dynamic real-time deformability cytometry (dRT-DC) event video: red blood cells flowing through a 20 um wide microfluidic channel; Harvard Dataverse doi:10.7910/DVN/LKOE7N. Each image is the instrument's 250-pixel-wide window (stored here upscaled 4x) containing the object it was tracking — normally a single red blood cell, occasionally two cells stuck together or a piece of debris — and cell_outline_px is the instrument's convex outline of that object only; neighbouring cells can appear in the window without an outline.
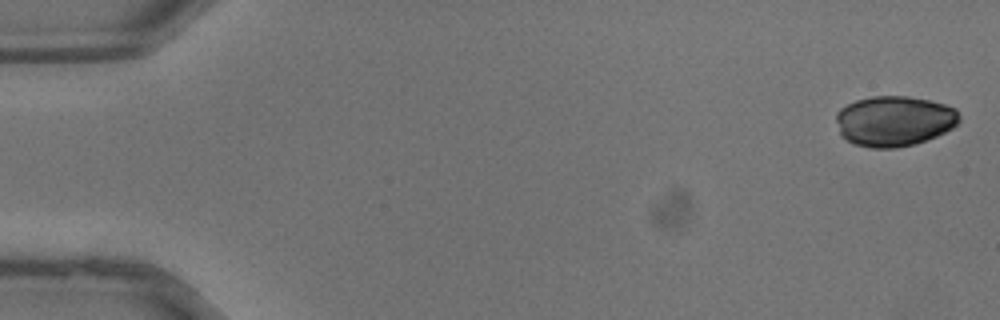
{"species": "common noctule bat (a hibernating species)", "species_latin": "Nyctalus noctula", "temperature_condition": "warm", "stored_images_in_passage": 37, "camera_frame_rate_fps": 3000, "um_per_image_px": 0.085, "animal": {"sex": "male", "body_mass_g": 13.3}, "frame": {"image": 1, "passage_image": 1, "time_ms": 0.0, "image_size_px": [1000, 320], "cell_outline_px": [[960, 124], [936, 136], [916, 144], [896, 148], [868, 148], [852, 144], [840, 136], [836, 120], [836, 112], [840, 108], [856, 100], [872, 96], [908, 96], [928, 100], [944, 104], [956, 108], [960, 116]], "centroid_in_image_um": [76.0, 10.3], "position_along_channel_um": 9.0, "area_um2": 36.65}}
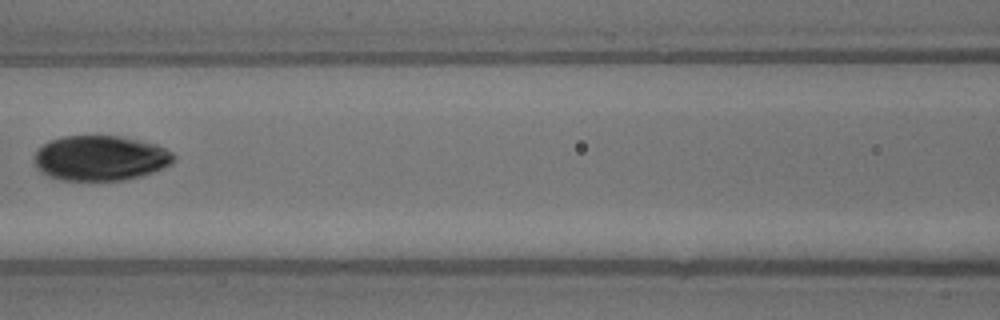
{"frame": {"image": 2, "passage_image": 17, "time_ms": 5.333, "image_size_px": [1000, 320], "cell_outline_px": [[176, 160], [172, 164], [164, 168], [128, 180], [60, 180], [48, 176], [40, 172], [36, 168], [36, 148], [48, 140], [60, 136], [120, 136], [140, 140], [156, 144], [172, 152], [176, 156]], "centroid_in_image_um": [8.53, 13.43], "position_along_channel_um": 158.1, "area_um2": 37.05}}
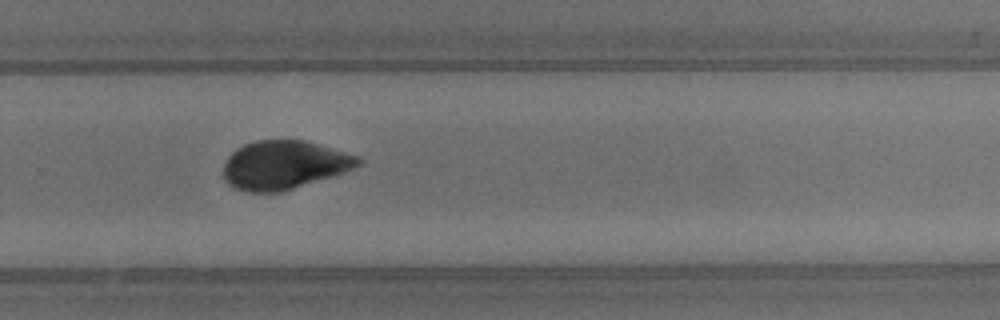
{"frame": {"image": 3, "passage_image": 25, "time_ms": 8.0, "image_size_px": [1000, 320], "cell_outline_px": [[364, 164], [344, 172], [284, 192], [244, 192], [228, 184], [224, 180], [224, 164], [228, 156], [236, 148], [244, 144], [256, 140], [304, 140], [344, 152], [356, 156], [364, 160]], "centroid_in_image_um": [24.14, 14.03], "position_along_channel_um": 305.7, "area_um2": 38.26}}